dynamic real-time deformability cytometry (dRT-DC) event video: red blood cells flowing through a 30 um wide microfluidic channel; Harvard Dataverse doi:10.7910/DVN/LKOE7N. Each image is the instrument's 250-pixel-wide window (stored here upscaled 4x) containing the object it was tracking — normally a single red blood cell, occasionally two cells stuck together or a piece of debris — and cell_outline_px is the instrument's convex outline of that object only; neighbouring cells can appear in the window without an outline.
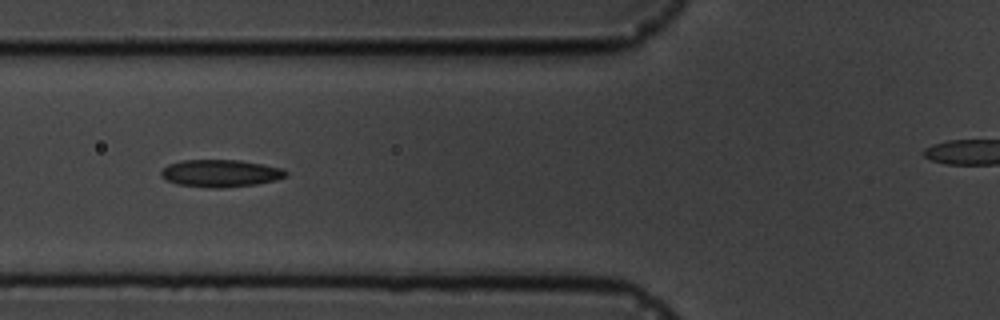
{"species": "common noctule bat (a hibernating species)", "species_latin": "Nyctalus noctula", "temperature_condition": "cold", "stored_images_in_passage": 14, "camera_frame_rate_fps": 3000, "um_per_image_px": 0.085, "animal": {"sex": "male", "body_mass_g": 19.5, "forearm_length_mm": 54.6}, "frame": {"image": 1, "passage_image": 6, "time_ms": 5.667, "image_size_px": [1000, 320], "cell_outline_px": [[288, 176], [276, 180], [256, 184], [220, 188], [208, 188], [176, 184], [160, 176], [160, 172], [168, 164], [184, 160], [240, 160], [284, 168], [288, 172]], "centroid_in_image_um": [18.77, 14.73], "position_along_channel_um": 107.0, "area_um2": 20.0}}
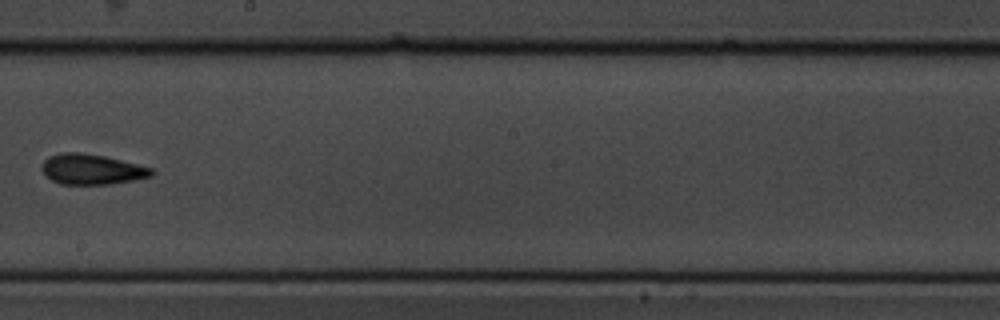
{"frame": {"image": 2, "passage_image": 9, "time_ms": 9.333, "image_size_px": [1000, 320], "cell_outline_px": [[156, 172], [152, 176], [132, 180], [108, 184], [60, 184], [44, 176], [40, 168], [44, 160], [48, 156], [60, 152], [80, 152], [104, 156], [152, 168]], "centroid_in_image_um": [7.74, 14.38], "position_along_channel_um": 240.5, "area_um2": 19.48}}
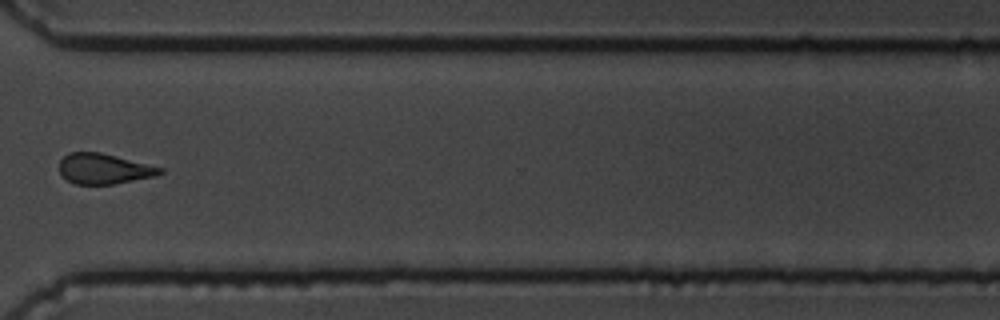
{"frame": {"image": 3, "passage_image": 12, "time_ms": 12.667, "image_size_px": [1000, 320], "cell_outline_px": [[164, 172], [156, 176], [112, 184], [76, 184], [68, 180], [60, 172], [60, 160], [68, 152], [100, 152], [164, 168]], "centroid_in_image_um": [8.85, 14.34], "position_along_channel_um": 361.8, "area_um2": 17.69}}